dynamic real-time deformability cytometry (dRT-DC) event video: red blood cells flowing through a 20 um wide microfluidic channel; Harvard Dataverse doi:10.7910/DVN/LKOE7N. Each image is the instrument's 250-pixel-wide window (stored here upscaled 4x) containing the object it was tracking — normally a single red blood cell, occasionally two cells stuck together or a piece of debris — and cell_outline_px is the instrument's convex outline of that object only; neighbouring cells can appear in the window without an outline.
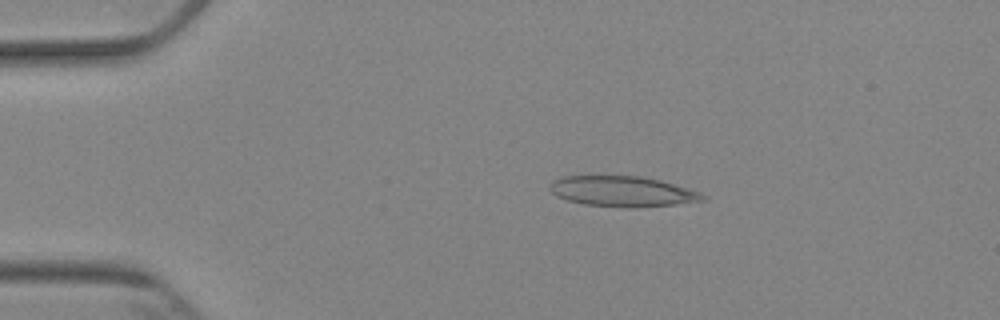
{"species": "Egyptian fruit bat (a non-hibernating species)", "species_latin": "Rousettus aegyptiacus", "temperature_condition": "cold", "stored_images_in_passage": 6, "camera_frame_rate_fps": 3000, "um_per_image_px": 0.085, "animal": {"sex": "female"}, "frame": {"image": 1, "passage_image": 3, "time_ms": 2.333, "image_size_px": [1000, 320], "cell_outline_px": [[708, 200], [676, 204], [636, 208], [624, 208], [584, 204], [568, 200], [556, 196], [548, 188], [560, 176], [644, 176], [660, 180], [700, 192]], "centroid_in_image_um": [52.93, 16.28], "position_along_channel_um": 32.1, "area_um2": 27.17}}
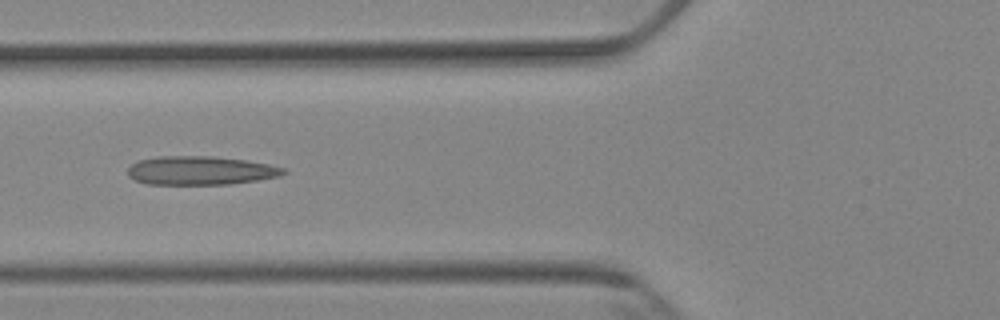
{"frame": {"image": 2, "passage_image": 6, "time_ms": 5.667, "image_size_px": [1000, 320], "cell_outline_px": [[288, 172], [280, 176], [256, 180], [228, 184], [148, 184], [136, 180], [128, 176], [128, 168], [132, 164], [140, 160], [156, 156], [212, 156], [248, 160], [268, 164], [284, 168]], "centroid_in_image_um": [17.05, 14.49], "position_along_channel_um": 108.7, "area_um2": 26.01}}